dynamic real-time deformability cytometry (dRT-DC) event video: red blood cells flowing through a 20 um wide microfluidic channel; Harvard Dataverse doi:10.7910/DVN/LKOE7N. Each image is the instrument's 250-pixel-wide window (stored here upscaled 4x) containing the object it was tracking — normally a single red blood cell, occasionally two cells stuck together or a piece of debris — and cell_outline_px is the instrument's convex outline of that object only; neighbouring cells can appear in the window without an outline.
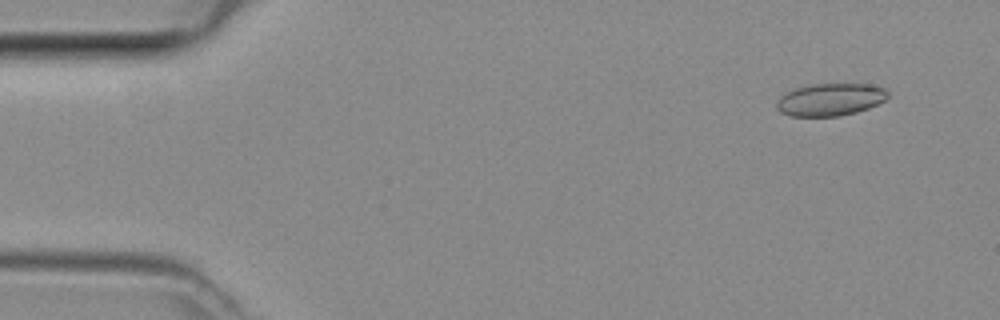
{"species": "common noctule bat (a hibernating species)", "species_latin": "Nyctalus noctula", "temperature_condition": "room temperature", "stored_images_in_passage": 13, "camera_frame_rate_fps": 3000, "um_per_image_px": 0.085, "animal": {"sex": "female", "body_mass_g": 29.2, "forearm_length_mm": 56.3}, "frame": {"image": 1, "passage_image": 4, "time_ms": 1.0, "image_size_px": [1000, 320], "cell_outline_px": [[888, 96], [884, 100], [868, 108], [856, 112], [840, 116], [788, 116], [780, 112], [776, 108], [776, 100], [780, 96], [796, 88], [812, 84], [872, 84], [888, 88]], "centroid_in_image_um": [70.57, 8.46], "position_along_channel_um": 14.4, "area_um2": 21.15}}